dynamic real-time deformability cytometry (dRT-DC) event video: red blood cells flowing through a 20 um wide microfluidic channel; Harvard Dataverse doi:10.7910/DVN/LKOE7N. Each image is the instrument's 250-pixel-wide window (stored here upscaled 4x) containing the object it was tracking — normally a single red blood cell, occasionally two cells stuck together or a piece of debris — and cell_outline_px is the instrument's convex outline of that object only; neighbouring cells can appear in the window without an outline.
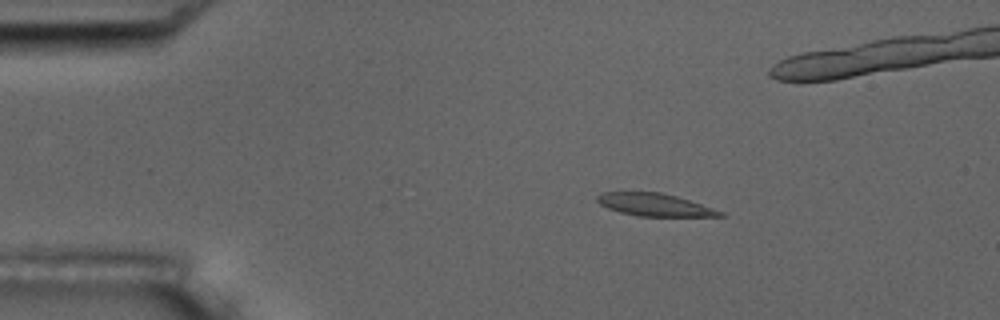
{"species": "common noctule bat (a hibernating species)", "species_latin": "Nyctalus noctula", "temperature_condition": "room temperature", "stored_images_in_passage": 5, "camera_frame_rate_fps": 3000, "um_per_image_px": 0.085, "animal": {"sex": "male", "body_mass_g": 17.5, "forearm_length_mm": 52.3}, "frame": {"image": 1, "passage_image": 2, "time_ms": 1.333, "image_size_px": [1000, 320], "cell_outline_px": [[728, 216], [640, 216], [620, 212], [608, 208], [600, 204], [596, 200], [596, 196], [600, 192], [660, 192], [676, 196], [724, 212]], "centroid_in_image_um": [55.61, 17.4], "position_along_channel_um": 29.4, "area_um2": 16.01}}